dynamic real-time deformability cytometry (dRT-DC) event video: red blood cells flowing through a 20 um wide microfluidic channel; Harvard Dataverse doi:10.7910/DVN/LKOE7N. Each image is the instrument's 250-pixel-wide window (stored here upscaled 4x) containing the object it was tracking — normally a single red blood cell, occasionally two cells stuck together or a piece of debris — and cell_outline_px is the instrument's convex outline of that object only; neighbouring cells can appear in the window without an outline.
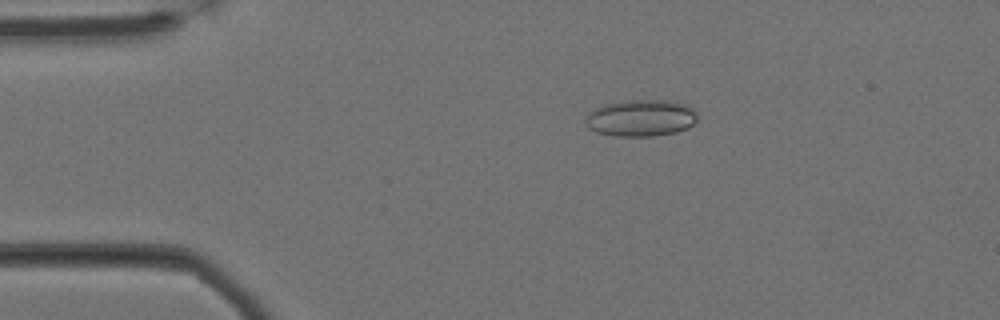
{"species": "Egyptian fruit bat (a non-hibernating species)", "species_latin": "Rousettus aegyptiacus", "temperature_condition": "cold", "stored_images_in_passage": 58, "camera_frame_rate_fps": 3000, "um_per_image_px": 0.085, "animal": {"sex": "female"}, "frame": {"image": 1, "passage_image": 10, "time_ms": 3.0, "image_size_px": [1000, 320], "cell_outline_px": [[696, 120], [688, 128], [676, 132], [652, 136], [612, 136], [596, 132], [588, 128], [584, 120], [584, 116], [592, 108], [604, 104], [624, 100], [668, 100], [684, 104], [692, 108], [696, 112]], "centroid_in_image_um": [54.41, 10.03], "position_along_channel_um": 30.6, "area_um2": 24.28}}
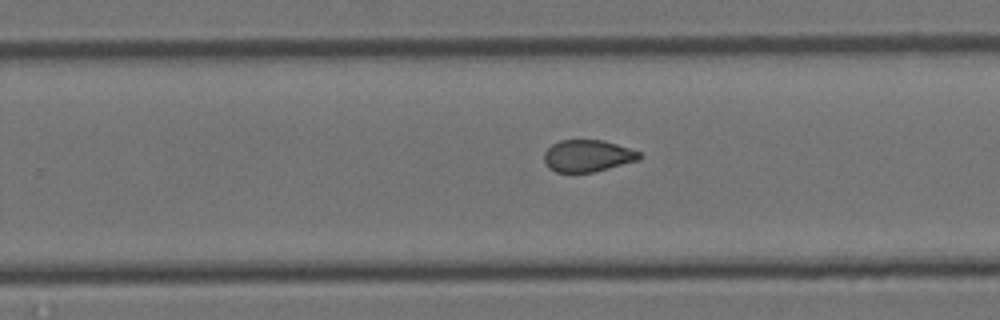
{"frame": {"image": 2, "passage_image": 36, "time_ms": 11.667, "image_size_px": [1000, 320], "cell_outline_px": [[640, 160], [592, 172], [556, 172], [548, 168], [544, 160], [544, 152], [552, 144], [560, 140], [604, 140], [640, 152]], "centroid_in_image_um": [49.92, 13.24], "position_along_channel_um": 279.9, "area_um2": 17.63}}
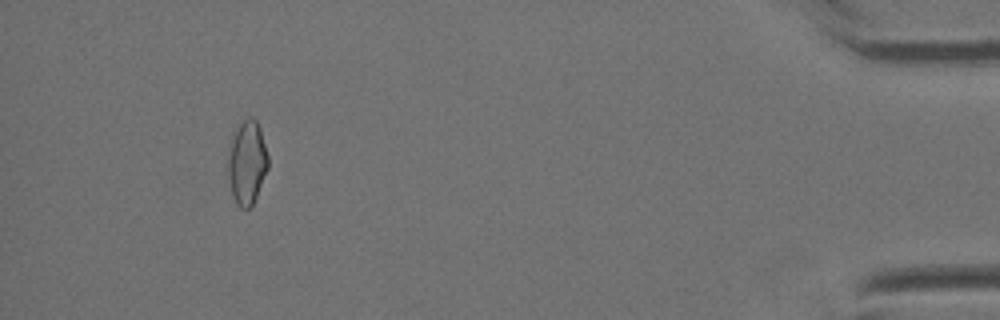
{"frame": {"image": 3, "passage_image": 54, "time_ms": 17.667, "image_size_px": [1000, 320], "cell_outline_px": [[268, 168], [256, 196], [252, 204], [248, 208], [240, 208], [236, 204], [232, 196], [228, 180], [228, 152], [232, 132], [248, 116], [252, 116], [256, 120], [260, 128], [268, 156]], "centroid_in_image_um": [20.97, 13.79], "position_along_channel_um": 414.2, "area_um2": 19.71}, "authors_computed_cell_mechanics": {"area_um2": 19.1029, "velocity_mm_per_s": 3.3745, "shape_relaxation_time_tau1_ms": null, "shape_relaxation_time_tau2_ms": 2.3249, "deformation_change_tau1": null, "deformation_change_tau2": 0.08}}